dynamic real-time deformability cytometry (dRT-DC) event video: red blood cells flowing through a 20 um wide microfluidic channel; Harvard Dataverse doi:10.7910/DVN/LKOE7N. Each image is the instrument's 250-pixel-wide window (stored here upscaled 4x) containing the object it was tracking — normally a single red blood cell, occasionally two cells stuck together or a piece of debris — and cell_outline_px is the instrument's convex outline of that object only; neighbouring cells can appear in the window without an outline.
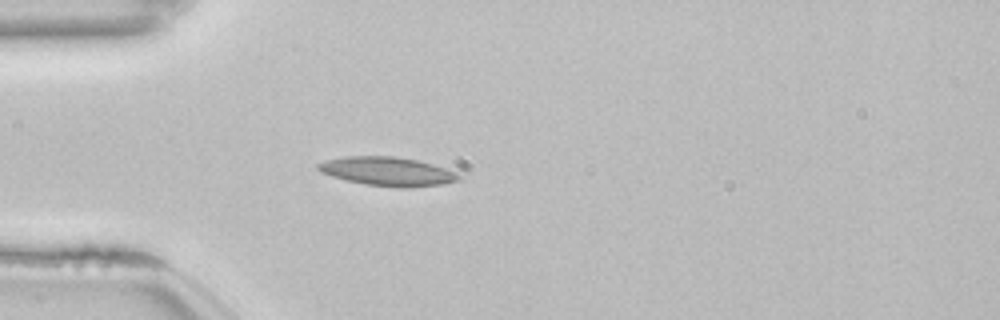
{"species": "common noctule bat (a hibernating species)", "species_latin": "Nyctalus noctula", "temperature_condition": "room temperature", "stored_images_in_passage": 39, "camera_frame_rate_fps": 3000, "um_per_image_px": 0.085, "animal": {"sex": "female", "body_mass_g": 22.7, "forearm_length_mm": 54.2}, "frame": {"image": 1, "passage_image": 6, "time_ms": 1.667, "image_size_px": [1000, 320], "cell_outline_px": [[464, 176], [460, 180], [444, 184], [364, 184], [332, 176], [320, 172], [316, 168], [316, 164], [324, 160], [344, 156], [392, 156], [416, 160], [432, 164], [456, 172]], "centroid_in_image_um": [32.86, 14.51], "position_along_channel_um": 52.1, "area_um2": 22.54}, "authors_computed_cell_mechanics": {"area_um2": 21.2704, "velocity_mm_per_s": 3.8412, "shape_relaxation_time_tau1_ms": null, "shape_relaxation_time_tau2_ms": 3.8905, "deformation_change_tau1": null, "deformation_change_tau2": 0.126}}